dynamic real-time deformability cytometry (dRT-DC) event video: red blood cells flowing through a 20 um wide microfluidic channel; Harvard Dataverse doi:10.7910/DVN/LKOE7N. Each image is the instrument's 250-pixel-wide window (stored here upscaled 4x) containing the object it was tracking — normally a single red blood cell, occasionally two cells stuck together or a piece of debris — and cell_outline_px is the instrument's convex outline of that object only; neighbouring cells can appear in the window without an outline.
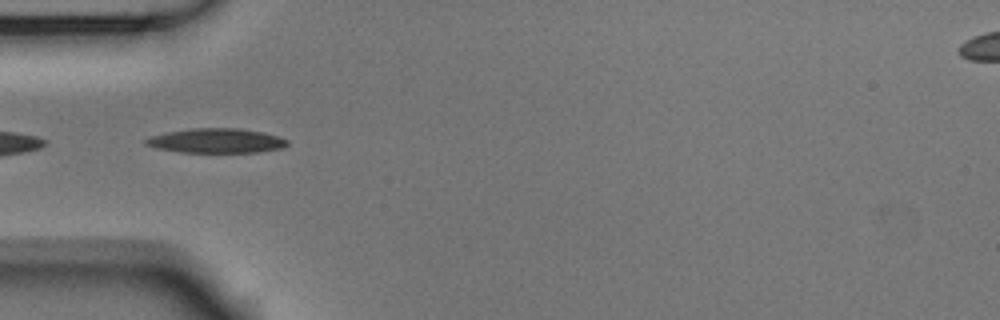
{"species": "Egyptian fruit bat (a non-hibernating species)", "species_latin": "Rousettus aegyptiacus", "temperature_condition": "room temperature", "stored_images_in_passage": 7, "camera_frame_rate_fps": 3000, "um_per_image_px": 0.085, "animal": {"sex": "male"}, "frame": {"image": 1, "passage_image": 1, "time_ms": 0.0, "image_size_px": [1000, 320], "cell_outline_px": [[288, 144], [284, 148], [256, 152], [180, 152], [156, 148], [144, 144], [144, 140], [152, 136], [168, 132], [192, 128], [236, 128], [260, 132], [276, 136], [288, 140]], "centroid_in_image_um": [18.37, 11.97], "position_along_channel_um": 66.6, "area_um2": 20.0}}
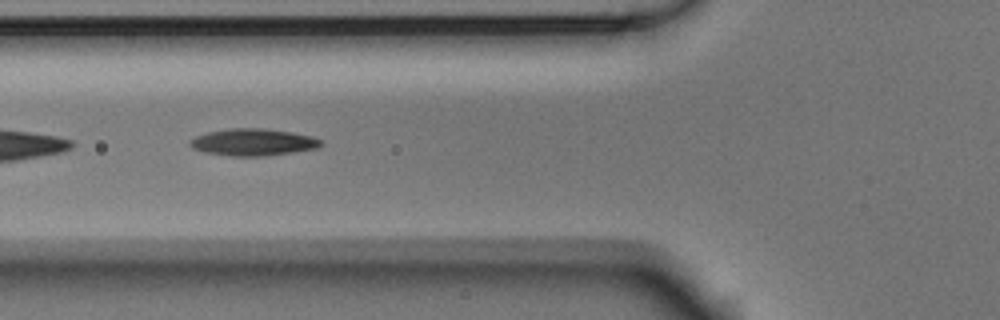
{"frame": {"image": 2, "passage_image": 4, "time_ms": 1.0, "image_size_px": [1000, 320], "cell_outline_px": [[324, 144], [316, 148], [260, 156], [232, 156], [204, 152], [192, 148], [188, 144], [188, 140], [196, 136], [208, 132], [228, 128], [264, 128], [292, 132], [312, 136], [320, 140]], "centroid_in_image_um": [21.46, 12.07], "position_along_channel_um": 104.3, "area_um2": 20.46}}